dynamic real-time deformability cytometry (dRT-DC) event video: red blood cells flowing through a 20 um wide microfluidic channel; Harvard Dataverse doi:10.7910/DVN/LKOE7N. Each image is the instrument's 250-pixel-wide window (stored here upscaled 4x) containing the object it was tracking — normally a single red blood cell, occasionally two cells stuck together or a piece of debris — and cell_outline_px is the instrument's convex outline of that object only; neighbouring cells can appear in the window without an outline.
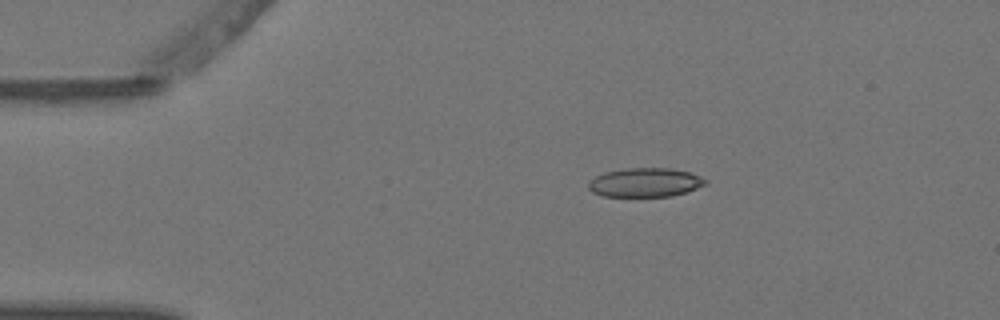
{"species": "Egyptian fruit bat (a non-hibernating species)", "species_latin": "Rousettus aegyptiacus", "temperature_condition": "warm", "stored_images_in_passage": 2, "camera_frame_rate_fps": 3000, "um_per_image_px": 0.085, "animal": {"sex": "female"}, "frame": {"image": 1, "passage_image": 1, "time_ms": 0.0, "image_size_px": [1000, 320], "cell_outline_px": [[708, 184], [672, 196], [604, 196], [592, 192], [588, 188], [588, 184], [596, 176], [604, 172], [628, 168], [672, 168], [688, 172], [700, 176], [708, 180]], "centroid_in_image_um": [54.85, 15.5], "position_along_channel_um": 30.1, "area_um2": 19.65}}